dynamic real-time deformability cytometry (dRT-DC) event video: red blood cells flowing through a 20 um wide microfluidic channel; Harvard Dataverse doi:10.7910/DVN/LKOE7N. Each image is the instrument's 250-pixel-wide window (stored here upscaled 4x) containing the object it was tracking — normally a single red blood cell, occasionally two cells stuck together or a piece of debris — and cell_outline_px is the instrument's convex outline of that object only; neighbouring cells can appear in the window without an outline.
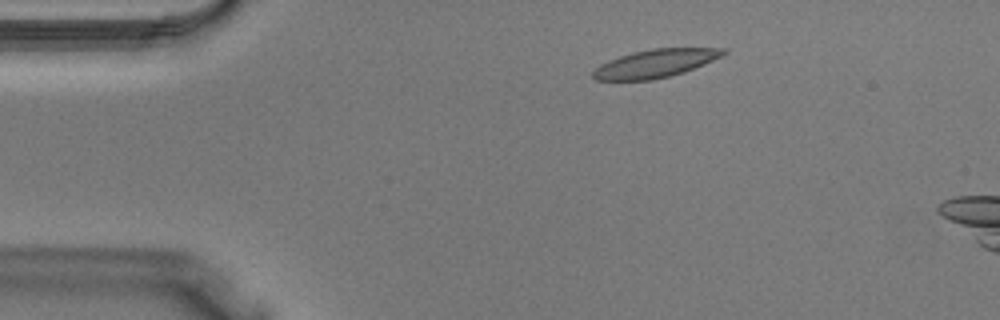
{"species": "Egyptian fruit bat (a non-hibernating species)", "species_latin": "Rousettus aegyptiacus", "temperature_condition": "warm", "stored_images_in_passage": 37, "camera_frame_rate_fps": 3000, "um_per_image_px": 0.085, "animal": {"sex": "male"}, "frame": {"image": 1, "passage_image": 5, "time_ms": 1.333, "image_size_px": [1000, 320], "cell_outline_px": [[728, 52], [704, 64], [684, 72], [652, 80], [596, 80], [592, 76], [592, 72], [600, 64], [608, 60], [632, 52], [652, 48], [724, 48]], "centroid_in_image_um": [55.67, 5.39], "position_along_channel_um": 29.3, "area_um2": 21.21}}
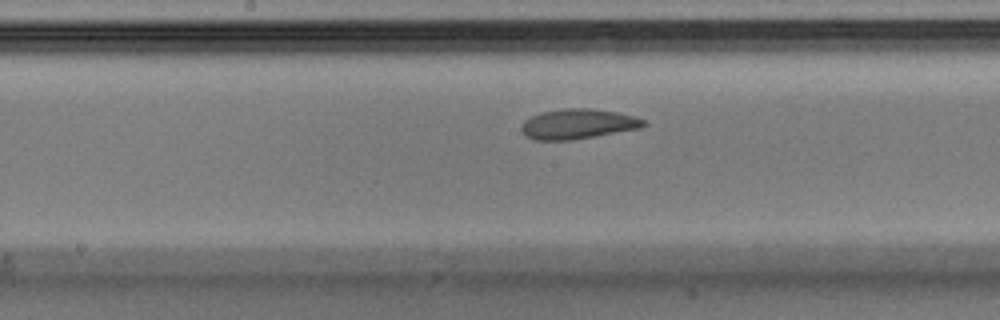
{"frame": {"image": 2, "passage_image": 18, "time_ms": 5.667, "image_size_px": [1000, 320], "cell_outline_px": [[648, 124], [640, 128], [568, 140], [532, 140], [524, 136], [520, 128], [524, 120], [540, 112], [564, 108], [592, 108], [616, 112], [632, 116], [644, 120]], "centroid_in_image_um": [49.06, 10.53], "position_along_channel_um": 199.1, "area_um2": 21.27}}
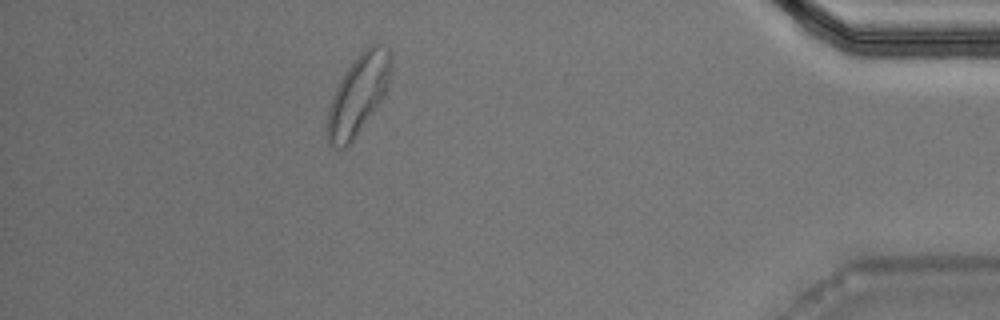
{"frame": {"image": 3, "passage_image": 33, "time_ms": 10.667, "image_size_px": [1000, 320], "cell_outline_px": [[392, 72], [388, 88], [384, 96], [348, 148], [340, 148], [328, 144], [328, 108], [332, 96], [344, 72], [360, 52], [364, 48], [372, 44], [380, 44], [388, 48], [392, 52]], "centroid_in_image_um": [30.49, 8.01], "position_along_channel_um": 404.7, "area_um2": 29.77}}